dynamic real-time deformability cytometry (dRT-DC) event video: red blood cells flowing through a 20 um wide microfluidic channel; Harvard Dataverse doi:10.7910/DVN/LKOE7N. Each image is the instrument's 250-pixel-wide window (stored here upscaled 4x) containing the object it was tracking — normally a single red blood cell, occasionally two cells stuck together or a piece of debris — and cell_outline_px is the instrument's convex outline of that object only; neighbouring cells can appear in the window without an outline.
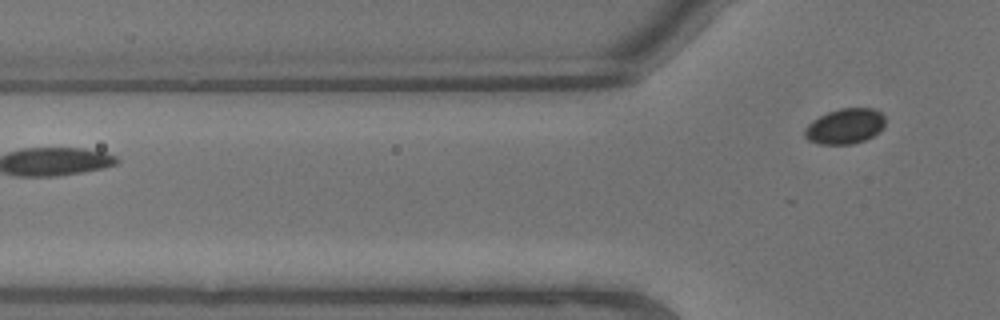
{"species": "common noctule bat (a hibernating species)", "species_latin": "Nyctalus noctula", "temperature_condition": "warm", "stored_images_in_passage": 7, "segment_of_instrument_passage": [2, 2], "camera_frame_rate_fps": 3000, "um_per_image_px": 0.085, "animal": {"sex": "male", "body_mass_g": 13.3}, "frame": {"image": 1, "passage_image": 7, "time_ms": 2.0, "image_size_px": [1000, 320], "cell_outline_px": [[884, 128], [880, 132], [864, 140], [852, 144], [820, 144], [808, 140], [804, 136], [804, 128], [812, 120], [828, 112], [840, 108], [872, 108], [880, 112], [884, 116]], "centroid_in_image_um": [71.82, 10.73], "position_along_channel_um": 54.0, "area_um2": 16.65}}